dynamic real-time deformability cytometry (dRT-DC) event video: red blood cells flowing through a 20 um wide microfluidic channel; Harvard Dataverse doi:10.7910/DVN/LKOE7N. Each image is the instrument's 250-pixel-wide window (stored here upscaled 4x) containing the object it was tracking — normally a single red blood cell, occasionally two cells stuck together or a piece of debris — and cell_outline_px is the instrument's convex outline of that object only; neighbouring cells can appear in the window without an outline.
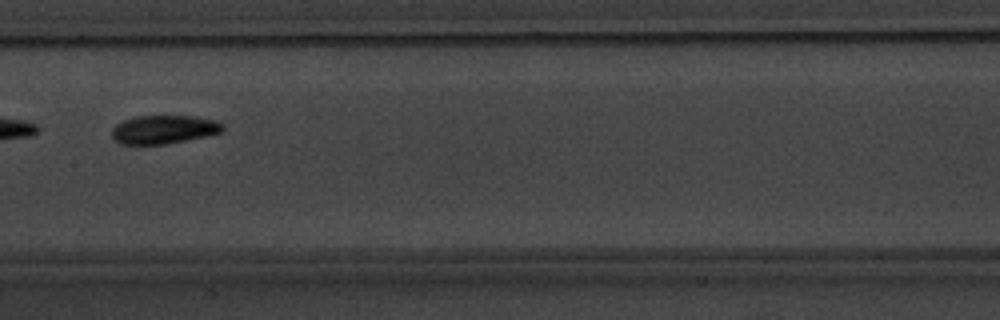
{"species": "common noctule bat (a hibernating species)", "species_latin": "Nyctalus noctula", "temperature_condition": "warm", "stored_images_in_passage": 4, "camera_frame_rate_fps": 3000, "um_per_image_px": 0.085, "animal": {"sex": "male", "body_mass_g": 20.1, "forearm_length_mm": 53.5}, "frame": {"image": 1, "passage_image": 4, "time_ms": 3.333, "image_size_px": [1000, 320], "cell_outline_px": [[224, 128], [220, 132], [204, 136], [164, 144], [120, 144], [112, 136], [112, 128], [116, 124], [124, 120], [136, 116], [196, 116], [216, 120], [224, 124]], "centroid_in_image_um": [13.92, 10.99], "position_along_channel_um": 193.5, "area_um2": 18.26}}